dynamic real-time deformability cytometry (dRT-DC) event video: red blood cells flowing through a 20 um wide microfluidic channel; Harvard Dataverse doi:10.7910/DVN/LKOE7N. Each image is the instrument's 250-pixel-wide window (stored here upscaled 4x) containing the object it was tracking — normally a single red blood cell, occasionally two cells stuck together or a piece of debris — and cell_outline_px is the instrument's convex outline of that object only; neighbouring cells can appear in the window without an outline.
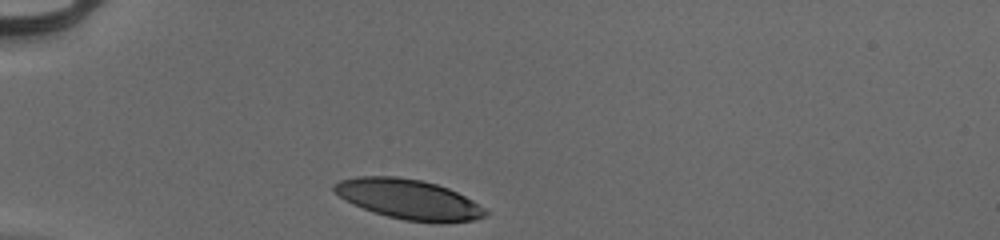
{"species": "human", "species_latin": "Homo sapiens", "temperature_condition": "cold", "stored_images_in_passage": 30, "camera_frame_rate_fps": 3000, "um_per_image_px": 0.085, "donor": {"sex": "male"}, "frame": {"image": 1, "passage_image": 1, "time_ms": 0.0, "image_size_px": [1000, 240], "cell_outline_px": [[488, 216], [472, 220], [404, 220], [372, 212], [352, 204], [344, 200], [332, 188], [332, 184], [340, 180], [356, 176], [396, 176], [420, 180], [436, 184], [448, 188], [472, 200], [484, 208], [488, 212]], "centroid_in_image_um": [34.65, 16.9], "position_along_channel_um": 50.3, "area_um2": 34.39}}
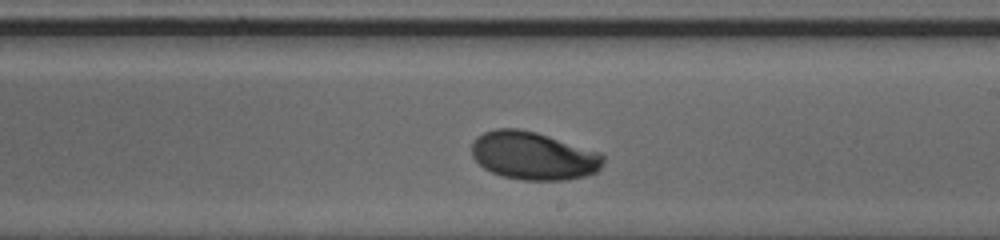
{"frame": {"image": 2, "passage_image": 18, "time_ms": 5.667, "image_size_px": [1000, 240], "cell_outline_px": [[604, 160], [600, 168], [596, 172], [584, 176], [564, 180], [520, 180], [504, 176], [492, 172], [484, 168], [472, 156], [472, 140], [476, 136], [484, 132], [496, 128], [520, 128], [536, 132], [600, 152], [604, 156]], "centroid_in_image_um": [45.32, 13.23], "position_along_channel_um": 243.7, "area_um2": 36.88}}
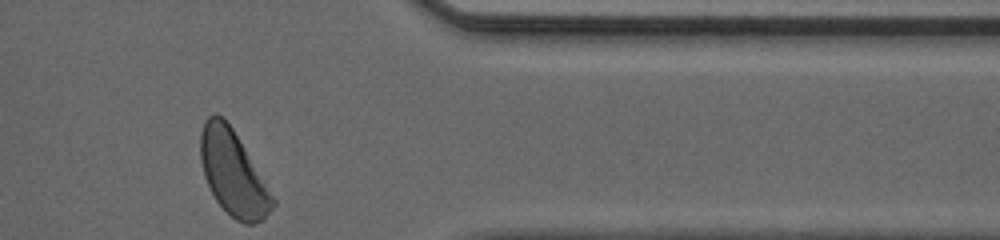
{"frame": {"image": 3, "passage_image": 30, "time_ms": 9.667, "image_size_px": [1000, 240], "cell_outline_px": [[276, 204], [264, 220], [256, 224], [244, 224], [236, 220], [216, 200], [204, 176], [200, 160], [200, 132], [204, 120], [208, 116], [216, 112], [232, 128], [276, 200]], "centroid_in_image_um": [19.81, 14.73], "position_along_channel_um": 391.6, "area_um2": 35.32}, "authors_computed_cell_mechanics": {"area_um2": 36.4718, "velocity_mm_per_s": 3.9508, "shape_relaxation_time_tau1_ms": 2.6933, "shape_relaxation_time_tau2_ms": null, "deformation_change_tau1": 0.1571, "deformation_change_tau2": null}}